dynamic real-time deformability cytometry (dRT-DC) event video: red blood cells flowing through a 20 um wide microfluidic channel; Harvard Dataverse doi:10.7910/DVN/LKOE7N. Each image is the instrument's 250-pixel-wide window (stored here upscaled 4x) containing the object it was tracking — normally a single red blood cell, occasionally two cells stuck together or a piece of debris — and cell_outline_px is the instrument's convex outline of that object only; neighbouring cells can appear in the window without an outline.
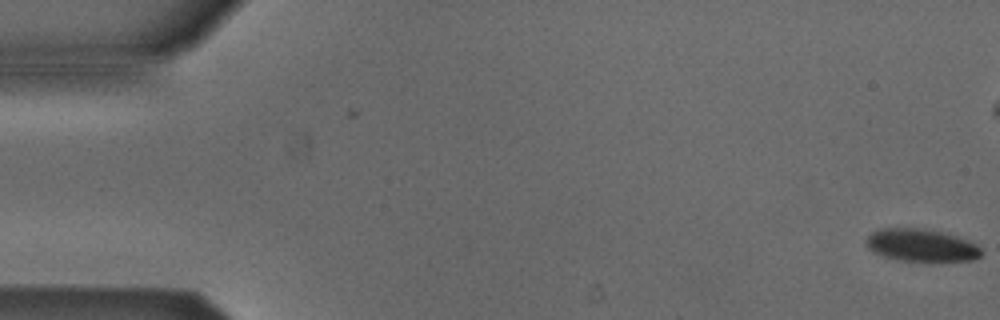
{"species": "Egyptian fruit bat (a non-hibernating species)", "species_latin": "Rousettus aegyptiacus", "temperature_condition": "cold", "stored_images_in_passage": 5, "camera_frame_rate_fps": 3000, "um_per_image_px": 0.085, "animal": {"sex": "male"}, "frame": {"image": 1, "passage_image": 5, "time_ms": 1.333, "image_size_px": [1000, 320], "cell_outline_px": [[984, 252], [980, 256], [972, 260], [940, 264], [900, 260], [884, 256], [872, 252], [868, 248], [868, 236], [872, 232], [880, 228], [924, 228], [956, 236], [968, 240], [976, 244]], "centroid_in_image_um": [78.38, 20.89], "position_along_channel_um": 6.6, "area_um2": 22.48}}